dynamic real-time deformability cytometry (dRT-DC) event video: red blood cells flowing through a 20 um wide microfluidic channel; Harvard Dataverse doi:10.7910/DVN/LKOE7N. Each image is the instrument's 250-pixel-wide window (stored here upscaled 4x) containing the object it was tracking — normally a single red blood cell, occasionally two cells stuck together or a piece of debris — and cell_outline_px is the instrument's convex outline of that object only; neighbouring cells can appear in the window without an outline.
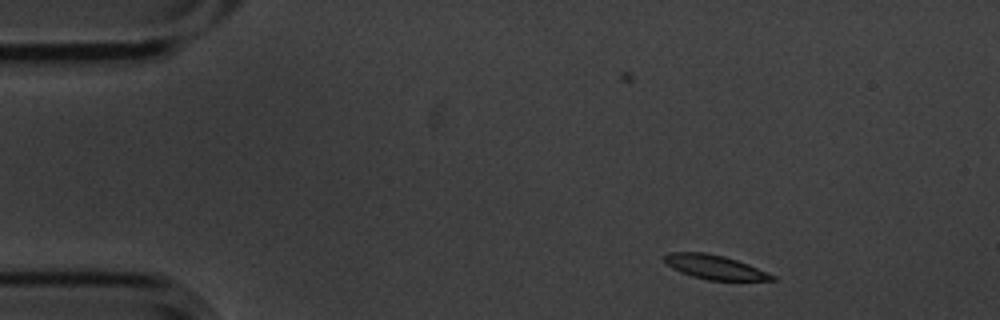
{"species": "common noctule bat (a hibernating species)", "species_latin": "Nyctalus noctula", "temperature_condition": "cold", "stored_images_in_passage": 5, "camera_frame_rate_fps": 3000, "um_per_image_px": 0.085, "animal": {"sex": "male", "body_mass_g": 20.1, "forearm_length_mm": 53.5}, "frame": {"image": 1, "passage_image": 1, "time_ms": 0.0, "image_size_px": [1000, 320], "cell_outline_px": [[776, 280], [708, 280], [692, 276], [680, 272], [664, 264], [664, 256], [668, 252], [704, 252], [724, 256], [748, 264], [776, 276]], "centroid_in_image_um": [60.7, 22.7], "position_along_channel_um": 24.3, "area_um2": 15.14}}
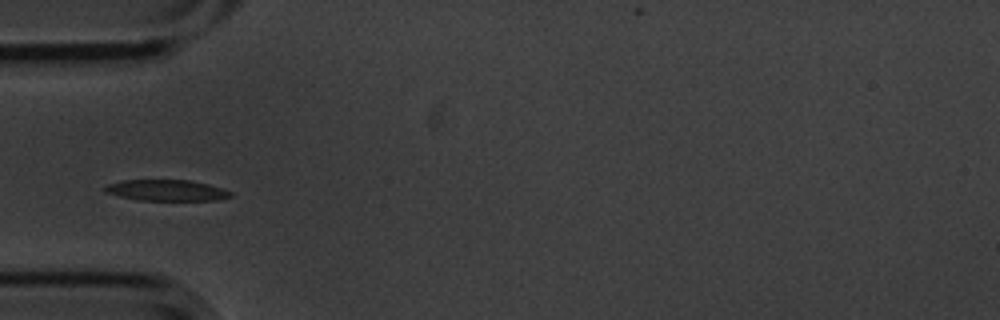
{"frame": {"image": 2, "passage_image": 4, "time_ms": 1.0, "image_size_px": [1000, 320], "cell_outline_px": [[232, 196], [216, 200], [136, 200], [104, 192], [104, 188], [108, 184], [124, 180], [192, 180], [208, 184], [232, 192]], "centroid_in_image_um": [14.15, 16.17], "position_along_channel_um": 70.9, "area_um2": 15.32}}
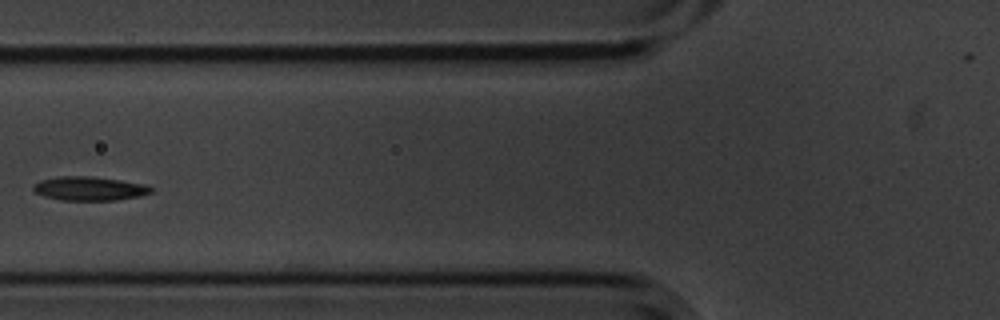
{"frame": {"image": 3, "passage_image": 5, "time_ms": 1.333, "image_size_px": [1000, 320], "cell_outline_px": [[152, 192], [140, 196], [116, 200], [60, 200], [44, 196], [36, 192], [32, 188], [40, 180], [60, 176], [92, 176], [148, 184], [152, 188]], "centroid_in_image_um": [7.64, 16.02], "position_along_channel_um": 118.2, "area_um2": 16.42}}